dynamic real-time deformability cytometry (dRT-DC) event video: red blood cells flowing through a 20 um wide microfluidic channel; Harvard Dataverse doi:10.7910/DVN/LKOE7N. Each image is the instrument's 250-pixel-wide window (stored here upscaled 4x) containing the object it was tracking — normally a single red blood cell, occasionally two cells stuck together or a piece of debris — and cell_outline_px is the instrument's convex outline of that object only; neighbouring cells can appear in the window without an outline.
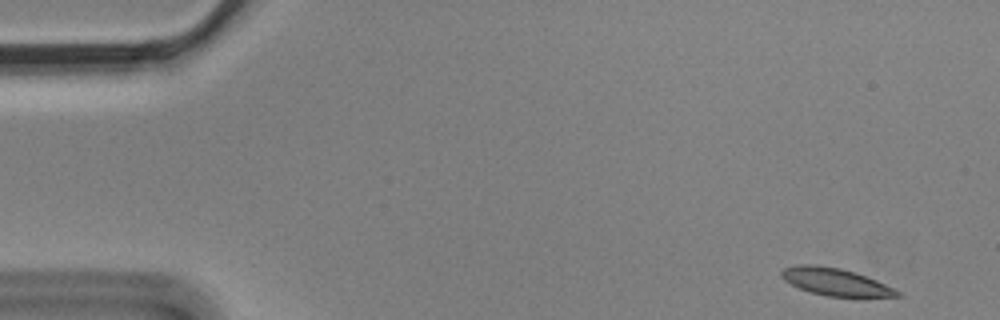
{"species": "Egyptian fruit bat (a non-hibernating species)", "species_latin": "Rousettus aegyptiacus", "temperature_condition": "cold", "stored_images_in_passage": 6, "camera_frame_rate_fps": 3000, "um_per_image_px": 0.085, "animal": {"sex": "male"}, "frame": {"image": 1, "passage_image": 1, "time_ms": 0.0, "image_size_px": [1000, 320], "cell_outline_px": [[904, 296], [828, 296], [812, 292], [800, 288], [784, 280], [780, 276], [780, 272], [784, 268], [800, 264], [816, 264], [840, 268], [856, 272], [876, 280], [900, 292]], "centroid_in_image_um": [70.97, 23.93], "position_along_channel_um": 14.0, "area_um2": 18.15}}
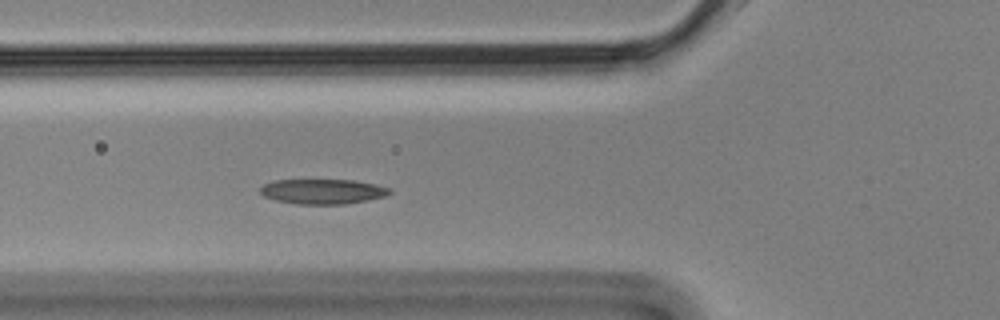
{"frame": {"image": 2, "passage_image": 6, "time_ms": 1.667, "image_size_px": [1000, 320], "cell_outline_px": [[392, 192], [384, 196], [368, 200], [344, 204], [296, 204], [276, 200], [264, 196], [260, 192], [260, 188], [264, 184], [276, 180], [356, 180], [376, 184], [392, 188]], "centroid_in_image_um": [27.46, 16.27], "position_along_channel_um": 98.3, "area_um2": 18.84}}